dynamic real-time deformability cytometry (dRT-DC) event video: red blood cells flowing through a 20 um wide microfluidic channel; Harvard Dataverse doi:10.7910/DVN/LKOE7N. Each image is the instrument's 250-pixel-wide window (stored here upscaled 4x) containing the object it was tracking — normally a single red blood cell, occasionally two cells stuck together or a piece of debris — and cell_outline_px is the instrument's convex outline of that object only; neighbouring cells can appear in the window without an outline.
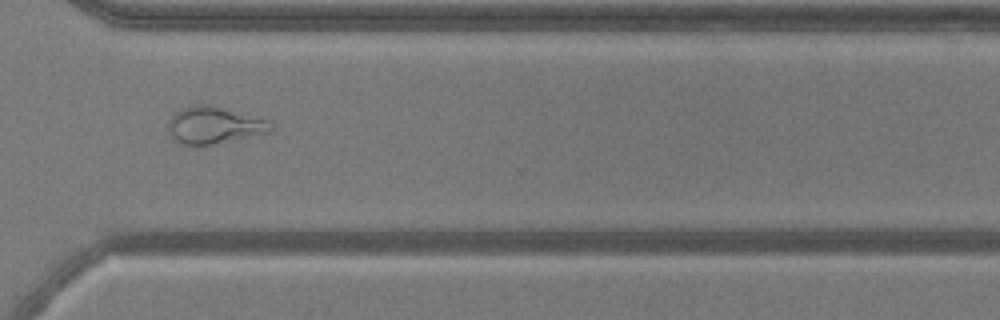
{"species": "common noctule bat (a hibernating species)", "species_latin": "Nyctalus noctula", "temperature_condition": "warm", "stored_images_in_passage": 53, "camera_frame_rate_fps": 3000, "um_per_image_px": 0.085, "animal": {"sex": "male", "body_mass_g": 20.5, "forearm_length_mm": 52.5}, "frame": {"image": 1, "passage_image": 38, "time_ms": 12.333, "image_size_px": [1000, 320], "cell_outline_px": [[272, 132], [212, 144], [180, 144], [172, 136], [168, 128], [168, 120], [180, 108], [196, 104], [208, 104], [224, 108], [268, 120], [272, 128]], "centroid_in_image_um": [18.19, 10.63], "position_along_channel_um": 352.4, "area_um2": 21.79}}